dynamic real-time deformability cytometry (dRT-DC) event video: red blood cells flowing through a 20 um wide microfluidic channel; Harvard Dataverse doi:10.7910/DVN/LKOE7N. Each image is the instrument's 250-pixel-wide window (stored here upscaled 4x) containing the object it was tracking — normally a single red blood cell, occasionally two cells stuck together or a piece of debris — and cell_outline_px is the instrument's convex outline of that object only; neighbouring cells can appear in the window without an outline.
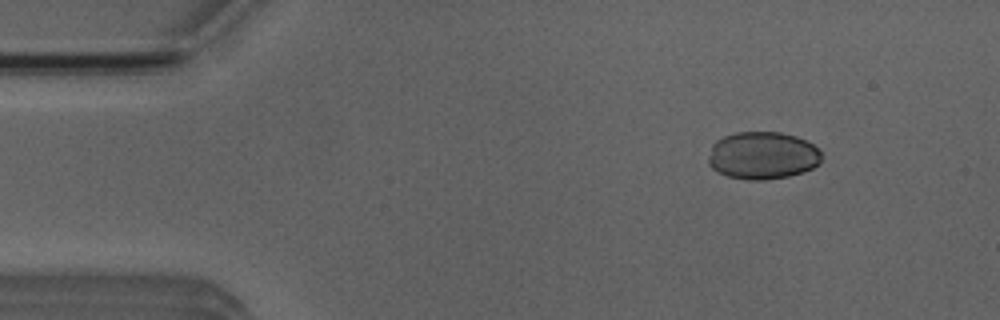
{"species": "Egyptian fruit bat (a non-hibernating species)", "species_latin": "Rousettus aegyptiacus", "temperature_condition": "room temperature", "stored_images_in_passage": 46, "camera_frame_rate_fps": 3000, "um_per_image_px": 0.085, "animal": {"sex": "male"}, "frame": {"image": 1, "passage_image": 1, "time_ms": 0.0, "image_size_px": [1000, 320], "cell_outline_px": [[820, 164], [804, 172], [788, 176], [764, 180], [748, 180], [728, 176], [712, 168], [708, 164], [708, 160], [712, 144], [716, 140], [724, 136], [736, 132], [780, 132], [796, 136], [812, 144], [820, 152]], "centroid_in_image_um": [64.81, 13.22], "position_along_channel_um": 20.2, "area_um2": 31.33}}
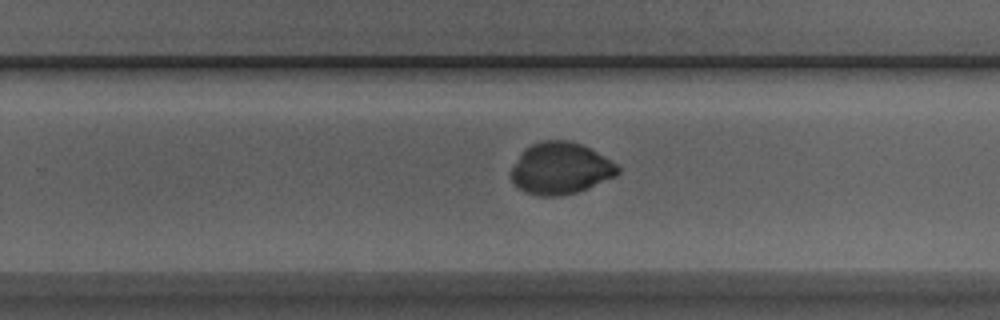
{"frame": {"image": 2, "passage_image": 27, "time_ms": 8.667, "image_size_px": [1000, 320], "cell_outline_px": [[620, 172], [616, 176], [588, 188], [576, 192], [560, 196], [540, 196], [524, 192], [512, 184], [512, 168], [520, 156], [532, 144], [540, 140], [568, 140], [580, 144], [596, 152], [616, 164], [620, 168]], "centroid_in_image_um": [47.65, 14.33], "position_along_channel_um": 282.2, "area_um2": 31.85}}
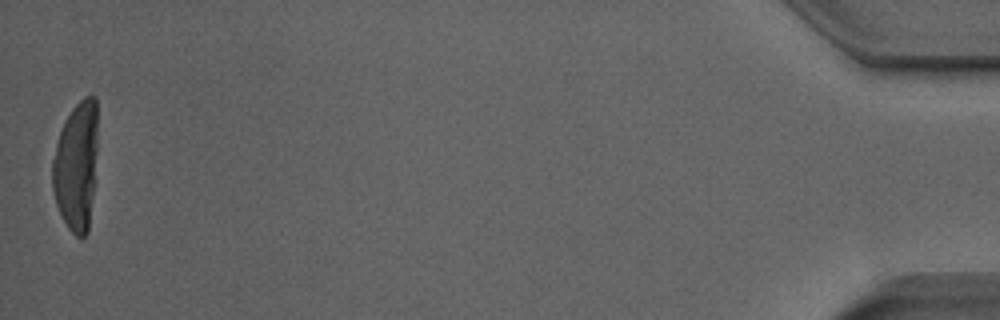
{"frame": {"image": 3, "passage_image": 46, "time_ms": 15.0, "image_size_px": [1000, 320], "cell_outline_px": [[96, 152], [92, 196], [88, 232], [80, 240], [68, 228], [56, 204], [52, 188], [52, 160], [56, 144], [60, 132], [72, 108], [84, 96], [96, 96]], "centroid_in_image_um": [6.47, 14.12], "position_along_channel_um": 428.7, "area_um2": 33.58}}